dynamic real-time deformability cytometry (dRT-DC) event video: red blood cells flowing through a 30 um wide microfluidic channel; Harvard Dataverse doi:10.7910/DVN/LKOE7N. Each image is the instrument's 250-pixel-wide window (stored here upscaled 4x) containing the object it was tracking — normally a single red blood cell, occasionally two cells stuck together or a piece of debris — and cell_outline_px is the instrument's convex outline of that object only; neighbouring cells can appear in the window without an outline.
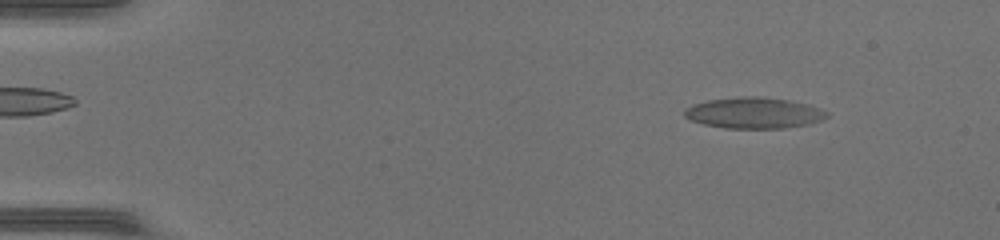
{"species": "common noctule bat (a hibernating species)", "species_latin": "Nyctalus noctula", "temperature_condition": "warm", "stored_images_in_passage": 16, "camera_frame_rate_fps": 3000, "um_per_image_px": 0.085, "animal": {"sex": "female", "body_mass_g": 17.0, "forearm_length_mm": 48.0}, "frame": {"image": 1, "passage_image": 6, "time_ms": 1.667, "image_size_px": [1000, 240], "cell_outline_px": [[828, 116], [820, 120], [804, 124], [784, 128], [724, 128], [704, 124], [692, 120], [684, 116], [684, 108], [692, 104], [708, 100], [740, 96], [756, 96], [788, 100], [808, 104], [820, 108], [828, 112]], "centroid_in_image_um": [64.05, 9.59], "position_along_channel_um": 21.0, "area_um2": 25.61}}